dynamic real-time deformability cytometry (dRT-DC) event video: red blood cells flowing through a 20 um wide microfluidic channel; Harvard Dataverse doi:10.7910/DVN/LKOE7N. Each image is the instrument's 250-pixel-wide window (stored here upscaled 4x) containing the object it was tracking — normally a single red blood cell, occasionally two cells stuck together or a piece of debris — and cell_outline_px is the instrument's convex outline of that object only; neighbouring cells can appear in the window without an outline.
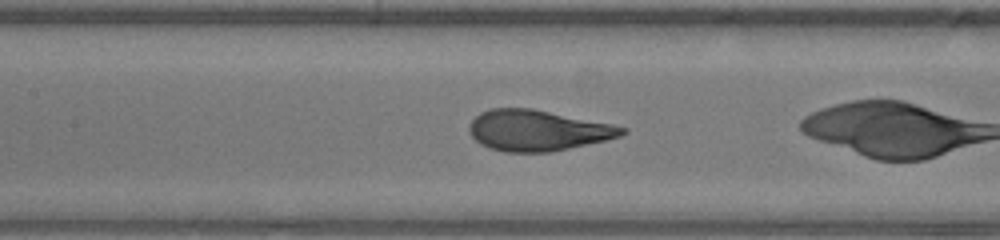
{"species": "human", "species_latin": "Homo sapiens", "temperature_condition": "warm", "stored_images_in_passage": 33, "camera_frame_rate_fps": 3000, "um_per_image_px": 0.085, "donor": {"sex": "male"}, "frame": {"image": 1, "passage_image": 18, "time_ms": 5.667, "image_size_px": [1000, 240], "cell_outline_px": [[628, 132], [620, 136], [604, 140], [552, 152], [504, 152], [488, 148], [480, 144], [472, 136], [468, 128], [472, 120], [480, 112], [492, 108], [532, 108], [612, 124], [628, 128]], "centroid_in_image_um": [45.68, 11.08], "position_along_channel_um": 161.7, "area_um2": 36.3}}
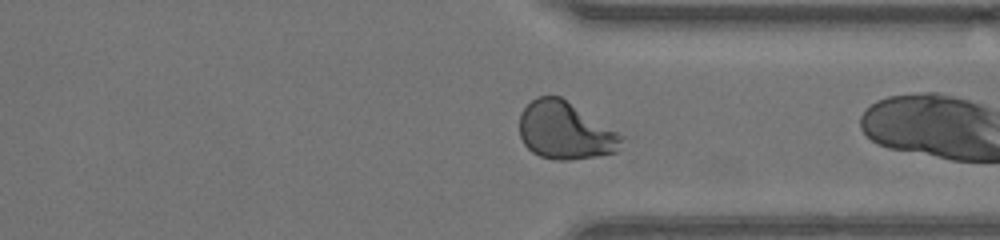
{"frame": {"image": 2, "passage_image": 32, "time_ms": 10.333, "image_size_px": [1000, 240], "cell_outline_px": [[624, 140], [616, 152], [596, 156], [568, 160], [552, 160], [540, 156], [532, 152], [524, 144], [520, 136], [520, 112], [536, 96], [560, 96], [624, 136]], "centroid_in_image_um": [48.02, 11.11], "position_along_channel_um": 363.4, "area_um2": 34.04}}